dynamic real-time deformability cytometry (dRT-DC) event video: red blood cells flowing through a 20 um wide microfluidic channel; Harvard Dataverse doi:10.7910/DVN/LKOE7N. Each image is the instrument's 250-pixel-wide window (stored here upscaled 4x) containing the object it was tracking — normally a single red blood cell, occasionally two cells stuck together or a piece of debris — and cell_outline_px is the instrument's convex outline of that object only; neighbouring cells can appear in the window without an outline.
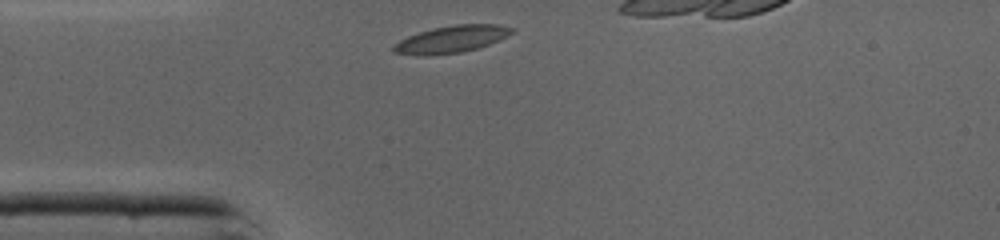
{"species": "common noctule bat (a hibernating species)", "species_latin": "Nyctalus noctula", "temperature_condition": "cold", "stored_images_in_passage": 26, "camera_frame_rate_fps": 3000, "um_per_image_px": 0.085, "animal": {"sex": "male", "body_mass_g": 19.0, "forearm_length_mm": 50.8}, "frame": {"image": 1, "passage_image": 1, "time_ms": 0.0, "image_size_px": [1000, 240], "cell_outline_px": [[516, 28], [512, 32], [500, 40], [476, 48], [460, 52], [428, 56], [392, 52], [392, 48], [400, 40], [408, 36], [432, 28], [456, 24], [496, 24]], "centroid_in_image_um": [38.38, 3.32], "position_along_channel_um": 46.6, "area_um2": 18.44}}
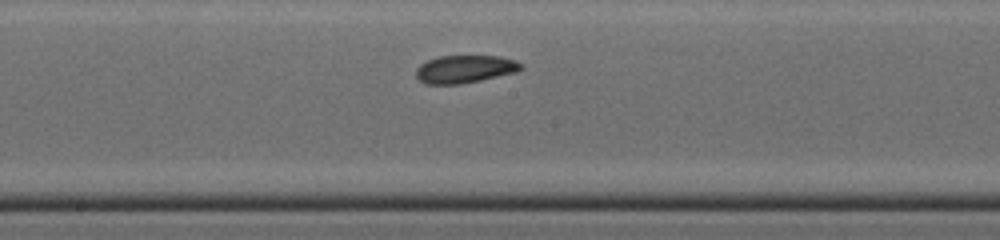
{"frame": {"image": 2, "passage_image": 13, "time_ms": 4.0, "image_size_px": [1000, 240], "cell_outline_px": [[524, 68], [516, 72], [480, 80], [460, 84], [424, 84], [416, 76], [416, 68], [420, 64], [428, 60], [440, 56], [500, 56], [516, 60], [524, 64]], "centroid_in_image_um": [39.53, 5.87], "position_along_channel_um": 208.7, "area_um2": 17.05}}
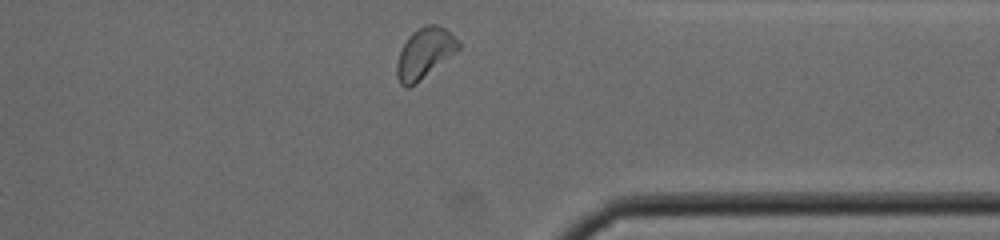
{"frame": {"image": 3, "passage_image": 25, "time_ms": 8.0, "image_size_px": [1000, 240], "cell_outline_px": [[460, 48], [408, 88], [404, 88], [400, 84], [396, 76], [396, 64], [400, 52], [408, 36], [412, 32], [428, 24], [436, 24], [444, 28], [460, 40]], "centroid_in_image_um": [36.07, 4.5], "position_along_channel_um": 375.3, "area_um2": 17.63}}